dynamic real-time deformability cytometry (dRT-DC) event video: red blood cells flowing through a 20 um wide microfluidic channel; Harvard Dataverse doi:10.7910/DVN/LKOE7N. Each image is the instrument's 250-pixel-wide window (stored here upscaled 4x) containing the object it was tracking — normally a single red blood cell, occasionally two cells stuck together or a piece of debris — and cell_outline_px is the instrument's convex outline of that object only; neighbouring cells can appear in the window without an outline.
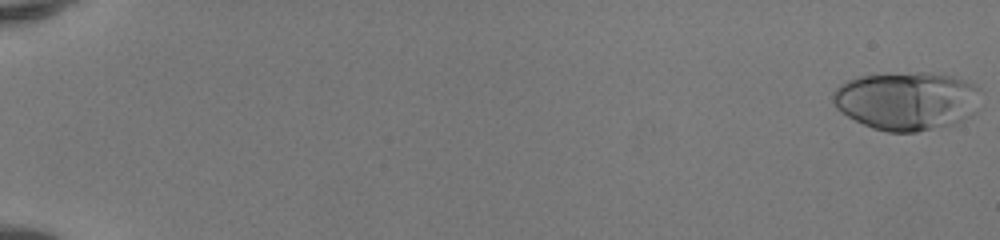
{"species": "human", "species_latin": "Homo sapiens", "temperature_condition": "room temperature", "stored_images_in_passage": 51, "camera_frame_rate_fps": 3000, "um_per_image_px": 0.085, "donor": {"sex": "female"}, "frame": {"image": 1, "passage_image": 1, "time_ms": 0.0, "image_size_px": [1000, 240], "cell_outline_px": [[980, 88], [976, 112], [964, 120], [956, 124], [916, 132], [888, 132], [872, 128], [848, 116], [836, 108], [832, 100], [832, 92], [840, 84], [848, 80], [860, 76], [916, 72], [932, 72], [956, 76], [976, 84]], "centroid_in_image_um": [77.12, 8.56], "position_along_channel_um": 7.9, "area_um2": 50.86}}
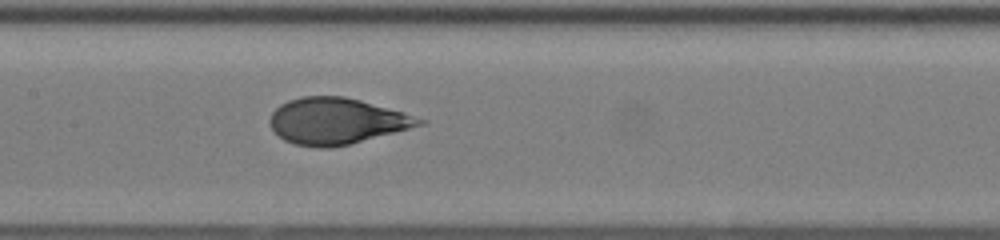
{"frame": {"image": 2, "passage_image": 28, "time_ms": 9.0, "image_size_px": [1000, 240], "cell_outline_px": [[428, 124], [348, 144], [328, 148], [316, 148], [296, 144], [284, 140], [272, 128], [268, 120], [272, 112], [280, 104], [288, 100], [300, 96], [344, 96], [360, 100], [404, 112], [428, 120]], "centroid_in_image_um": [28.63, 10.28], "position_along_channel_um": 178.8, "area_um2": 40.34}}
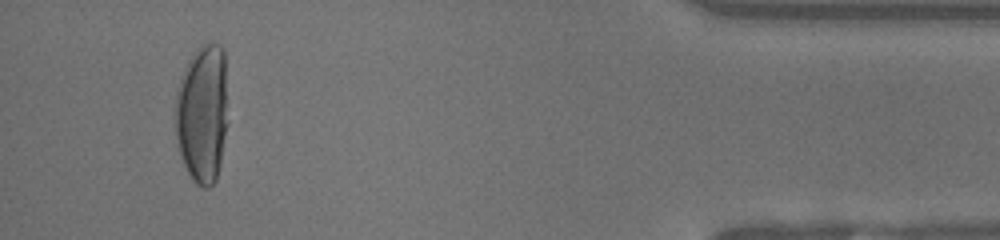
{"frame": {"image": 3, "passage_image": 49, "time_ms": 16.0, "image_size_px": [1000, 240], "cell_outline_px": [[228, 124], [220, 164], [216, 180], [208, 188], [204, 188], [196, 184], [188, 172], [184, 164], [180, 152], [176, 136], [176, 92], [184, 68], [188, 60], [196, 48], [204, 44], [220, 44], [224, 48]], "centroid_in_image_um": [17.23, 9.64], "position_along_channel_um": 418.0, "area_um2": 42.83}, "authors_computed_cell_mechanics": {"area_um2": 41.2692, "velocity_mm_per_s": 4.1529, "shape_relaxation_time_tau1_ms": 7.7495, "shape_relaxation_time_tau2_ms": null, "deformation_change_tau1": 0.2894, "deformation_change_tau2": null}}